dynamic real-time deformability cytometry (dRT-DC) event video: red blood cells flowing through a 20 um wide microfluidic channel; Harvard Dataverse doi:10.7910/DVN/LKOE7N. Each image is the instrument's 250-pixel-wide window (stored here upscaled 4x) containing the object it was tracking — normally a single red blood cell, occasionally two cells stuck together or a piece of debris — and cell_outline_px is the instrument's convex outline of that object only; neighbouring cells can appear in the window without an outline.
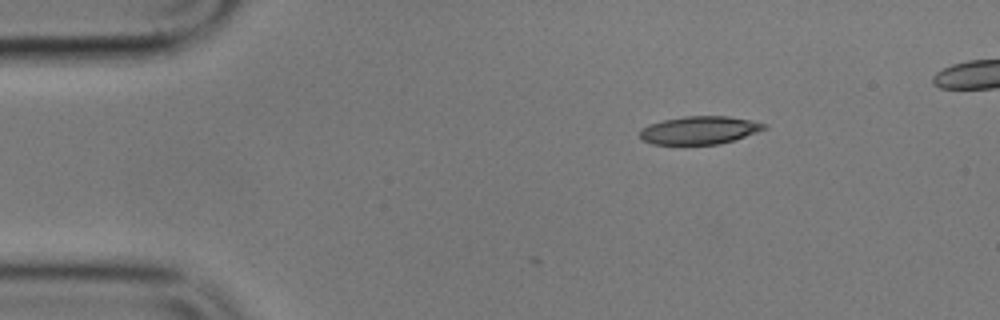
{"species": "common noctule bat (a hibernating species)", "species_latin": "Nyctalus noctula", "temperature_condition": "cold", "stored_images_in_passage": 24, "camera_frame_rate_fps": 3000, "um_per_image_px": 0.085, "animal": {"sex": "male", "body_mass_g": 17.9}, "frame": {"image": 1, "passage_image": 1, "time_ms": 0.0, "image_size_px": [1000, 320], "cell_outline_px": [[768, 128], [720, 144], [652, 144], [640, 140], [640, 128], [648, 124], [664, 120], [684, 116], [728, 116], [752, 120], [768, 124]], "centroid_in_image_um": [59.43, 11.06], "position_along_channel_um": 25.6, "area_um2": 20.35}}
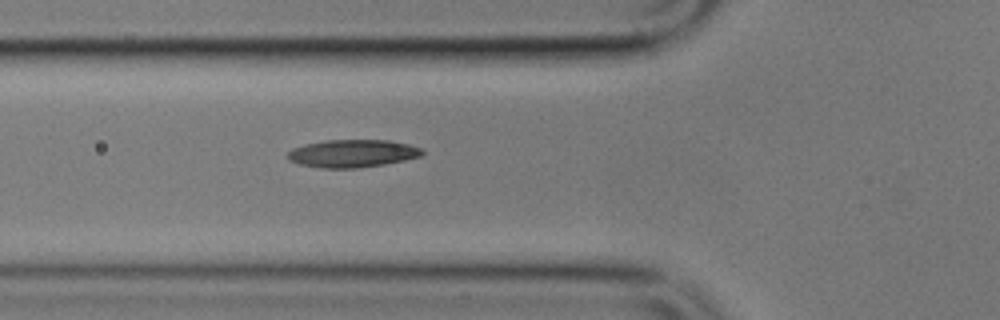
{"frame": {"image": 2, "passage_image": 12, "time_ms": 3.667, "image_size_px": [1000, 320], "cell_outline_px": [[424, 152], [420, 156], [404, 160], [384, 164], [356, 168], [320, 168], [300, 164], [288, 160], [284, 156], [292, 148], [304, 144], [324, 140], [388, 140], [408, 144], [420, 148]], "centroid_in_image_um": [29.89, 13.04], "position_along_channel_um": 95.9, "area_um2": 21.79}}
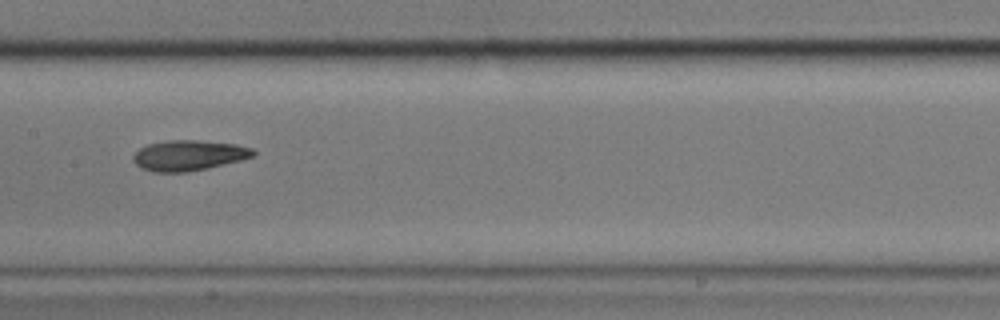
{"frame": {"image": 3, "passage_image": 20, "time_ms": 6.333, "image_size_px": [1000, 320], "cell_outline_px": [[256, 156], [208, 168], [188, 172], [152, 172], [136, 164], [132, 160], [132, 156], [140, 148], [148, 144], [168, 140], [196, 140], [236, 144], [252, 148], [256, 152]], "centroid_in_image_um": [16.06, 13.21], "position_along_channel_um": 191.3, "area_um2": 21.27}}